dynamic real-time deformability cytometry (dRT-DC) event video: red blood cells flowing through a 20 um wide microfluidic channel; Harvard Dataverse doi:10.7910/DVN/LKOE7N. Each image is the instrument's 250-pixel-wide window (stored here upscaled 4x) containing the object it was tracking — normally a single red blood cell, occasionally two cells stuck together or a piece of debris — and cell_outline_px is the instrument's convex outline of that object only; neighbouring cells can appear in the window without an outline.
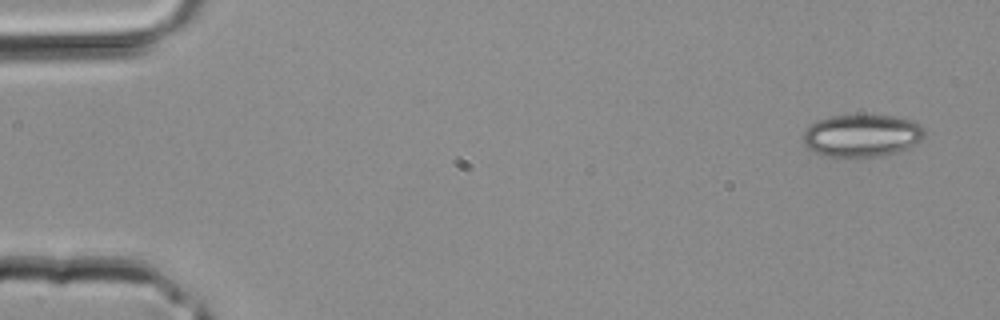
{"species": "common noctule bat (a hibernating species)", "species_latin": "Nyctalus noctula", "temperature_condition": "room temperature", "stored_images_in_passage": 3, "segment_of_instrument_passage": [2, 2], "camera_frame_rate_fps": 3000, "um_per_image_px": 0.085, "animal": {"sex": "male", "body_mass_g": 20.4}, "frame": {"image": 1, "passage_image": 3, "time_ms": 0.667, "image_size_px": [1000, 320], "cell_outline_px": [[924, 136], [920, 140], [896, 152], [872, 156], [824, 156], [812, 152], [804, 144], [804, 132], [816, 120], [832, 116], [892, 116], [912, 120], [920, 124], [924, 128]], "centroid_in_image_um": [73.23, 11.52], "position_along_channel_um": 11.8, "area_um2": 29.42}}